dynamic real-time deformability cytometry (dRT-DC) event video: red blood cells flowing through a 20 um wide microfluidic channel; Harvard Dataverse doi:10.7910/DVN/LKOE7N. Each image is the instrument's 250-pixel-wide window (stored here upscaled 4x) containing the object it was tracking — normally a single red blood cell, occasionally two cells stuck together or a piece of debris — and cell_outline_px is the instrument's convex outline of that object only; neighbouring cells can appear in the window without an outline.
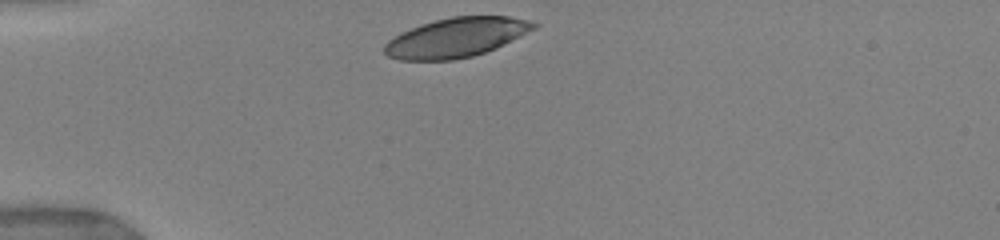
{"species": "human", "species_latin": "Homo sapiens", "temperature_condition": "warm", "stored_images_in_passage": 43, "camera_frame_rate_fps": 3000, "um_per_image_px": 0.085, "donor": {"sex": "female"}, "frame": {"image": 1, "passage_image": 1, "time_ms": 0.0, "image_size_px": [1000, 240], "cell_outline_px": [[540, 24], [536, 28], [496, 48], [472, 56], [452, 60], [400, 60], [388, 56], [384, 52], [384, 44], [388, 40], [400, 32], [420, 24], [452, 16], [508, 16], [528, 20]], "centroid_in_image_um": [38.76, 3.18], "position_along_channel_um": 46.2, "area_um2": 34.28}}
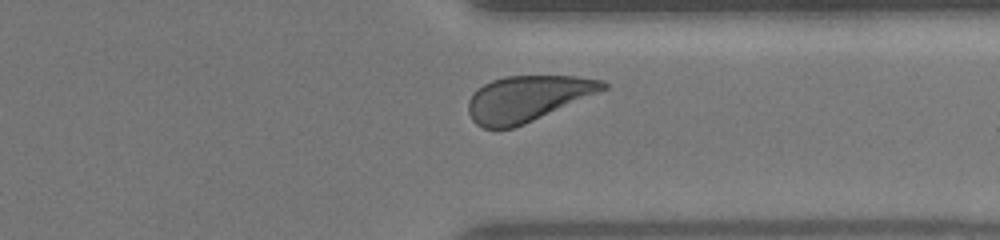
{"frame": {"image": 2, "passage_image": 37, "time_ms": 9.0, "image_size_px": [1000, 240], "cell_outline_px": [[608, 88], [524, 124], [512, 128], [484, 128], [476, 124], [472, 120], [468, 112], [468, 100], [476, 88], [492, 80], [504, 76], [576, 76], [604, 80], [608, 84]], "centroid_in_image_um": [44.8, 8.36], "position_along_channel_um": 366.6, "area_um2": 35.72}, "authors_computed_cell_mechanics": {"area_um2": 36.2406, "velocity_mm_per_s": 3.8667, "shape_relaxation_time_tau1_ms": 2.0977, "shape_relaxation_time_tau2_ms": null, "deformation_change_tau1": 0.1314, "deformation_change_tau2": null}}